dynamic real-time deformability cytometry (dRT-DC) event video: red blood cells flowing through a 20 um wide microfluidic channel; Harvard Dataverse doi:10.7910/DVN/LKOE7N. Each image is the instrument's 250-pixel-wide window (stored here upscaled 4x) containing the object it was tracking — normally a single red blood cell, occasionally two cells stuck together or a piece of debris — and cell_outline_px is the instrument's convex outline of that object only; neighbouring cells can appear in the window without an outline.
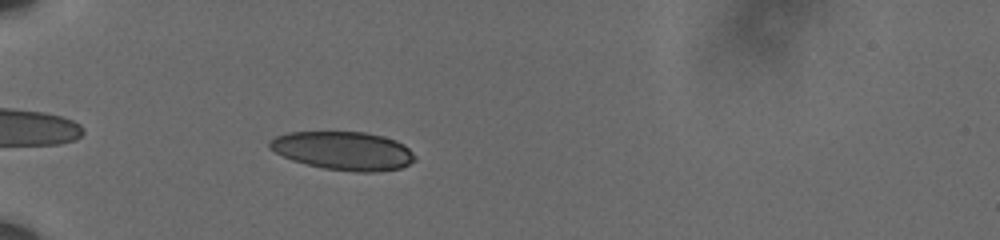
{"species": "human", "species_latin": "Homo sapiens", "temperature_condition": "cold", "stored_images_in_passage": 41, "camera_frame_rate_fps": 3000, "um_per_image_px": 0.085, "donor": {"sex": "male"}, "frame": {"image": 1, "passage_image": 4, "time_ms": 1.0, "image_size_px": [1000, 240], "cell_outline_px": [[416, 160], [400, 168], [376, 172], [356, 172], [324, 168], [292, 160], [268, 148], [268, 144], [276, 136], [288, 132], [364, 132], [384, 136], [396, 140], [404, 144], [416, 156]], "centroid_in_image_um": [29.22, 12.81], "position_along_channel_um": 55.8, "area_um2": 32.48}}
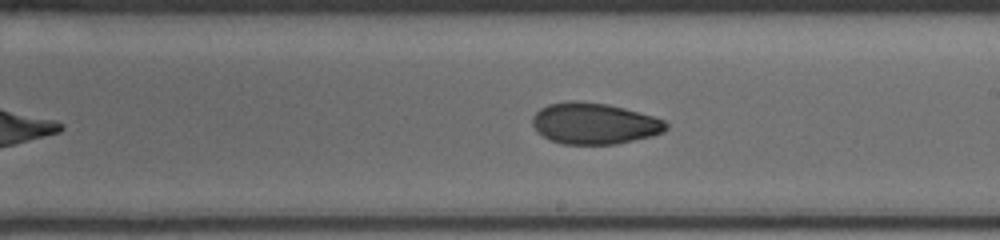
{"frame": {"image": 2, "passage_image": 21, "time_ms": 6.667, "image_size_px": [1000, 240], "cell_outline_px": [[668, 128], [664, 132], [652, 136], [616, 144], [564, 144], [552, 140], [536, 132], [532, 124], [532, 116], [540, 108], [548, 104], [572, 100], [576, 100], [608, 104], [624, 108], [652, 116], [664, 120], [668, 124]], "centroid_in_image_um": [50.5, 10.49], "position_along_channel_um": 238.5, "area_um2": 32.19}}
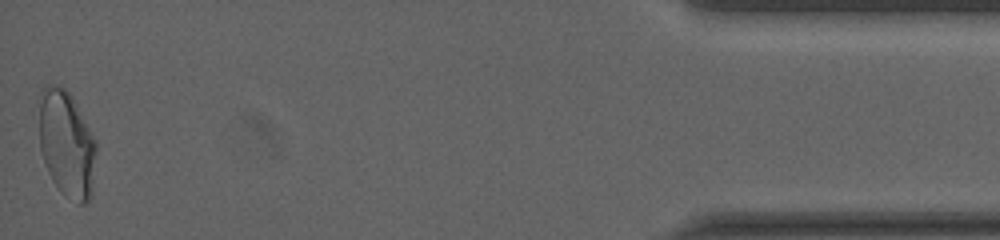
{"frame": {"image": 3, "passage_image": 41, "time_ms": 13.333, "image_size_px": [1000, 240], "cell_outline_px": [[96, 152], [92, 196], [84, 204], [80, 204], [64, 196], [60, 192], [52, 180], [48, 172], [40, 148], [36, 100], [40, 88], [44, 84], [52, 84], [64, 88], [72, 96], [96, 140]], "centroid_in_image_um": [5.62, 12.18], "position_along_channel_um": 429.6, "area_um2": 36.59}, "authors_computed_cell_mechanics": {"area_um2": 32.4258, "velocity_mm_per_s": 3.6099, "shape_relaxation_time_tau1_ms": null, "shape_relaxation_time_tau2_ms": 3.2394, "deformation_change_tau1": null, "deformation_change_tau2": 0.073}}